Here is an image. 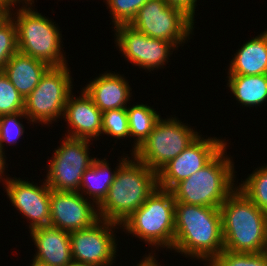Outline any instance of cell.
I'll use <instances>...</instances> for the list:
<instances>
[{
    "instance_id": "836d02e7",
    "label": "cell",
    "mask_w": 267,
    "mask_h": 266,
    "mask_svg": "<svg viewBox=\"0 0 267 266\" xmlns=\"http://www.w3.org/2000/svg\"><path fill=\"white\" fill-rule=\"evenodd\" d=\"M31 1H33V0H0V3L8 5L10 7L15 6V5L17 6V4H19L18 7H20L21 3L26 4V3L31 2Z\"/></svg>"
},
{
    "instance_id": "44dd1931",
    "label": "cell",
    "mask_w": 267,
    "mask_h": 266,
    "mask_svg": "<svg viewBox=\"0 0 267 266\" xmlns=\"http://www.w3.org/2000/svg\"><path fill=\"white\" fill-rule=\"evenodd\" d=\"M128 158V156L121 158L119 164H117L118 166L115 167L116 170L112 171V169L109 168V163H107L108 161H106V158L100 160L96 157L91 166L85 170L78 192L82 195L84 193V197L85 195H88L90 197L89 199L98 206L107 196L109 187L114 181L117 169Z\"/></svg>"
},
{
    "instance_id": "5bb4252c",
    "label": "cell",
    "mask_w": 267,
    "mask_h": 266,
    "mask_svg": "<svg viewBox=\"0 0 267 266\" xmlns=\"http://www.w3.org/2000/svg\"><path fill=\"white\" fill-rule=\"evenodd\" d=\"M87 198L78 191L51 189L49 225L69 233L92 226L99 220L98 206Z\"/></svg>"
},
{
    "instance_id": "ffe728a7",
    "label": "cell",
    "mask_w": 267,
    "mask_h": 266,
    "mask_svg": "<svg viewBox=\"0 0 267 266\" xmlns=\"http://www.w3.org/2000/svg\"><path fill=\"white\" fill-rule=\"evenodd\" d=\"M227 75L267 74V29L236 50Z\"/></svg>"
},
{
    "instance_id": "603a6c76",
    "label": "cell",
    "mask_w": 267,
    "mask_h": 266,
    "mask_svg": "<svg viewBox=\"0 0 267 266\" xmlns=\"http://www.w3.org/2000/svg\"><path fill=\"white\" fill-rule=\"evenodd\" d=\"M129 122L130 139H134L132 154L148 138L157 120L161 117L154 108L146 104H136L126 108Z\"/></svg>"
},
{
    "instance_id": "7c38bea8",
    "label": "cell",
    "mask_w": 267,
    "mask_h": 266,
    "mask_svg": "<svg viewBox=\"0 0 267 266\" xmlns=\"http://www.w3.org/2000/svg\"><path fill=\"white\" fill-rule=\"evenodd\" d=\"M113 28L115 44L122 56L124 55L125 60L133 66L135 64L145 71L161 69L162 65V68H165L164 65L173 54L171 52L177 50L171 42L149 37L130 25H118Z\"/></svg>"
},
{
    "instance_id": "8fae6325",
    "label": "cell",
    "mask_w": 267,
    "mask_h": 266,
    "mask_svg": "<svg viewBox=\"0 0 267 266\" xmlns=\"http://www.w3.org/2000/svg\"><path fill=\"white\" fill-rule=\"evenodd\" d=\"M120 225L99 219L86 229L70 232L73 261L88 266L113 265L118 250L114 229H118Z\"/></svg>"
},
{
    "instance_id": "f1b7e54d",
    "label": "cell",
    "mask_w": 267,
    "mask_h": 266,
    "mask_svg": "<svg viewBox=\"0 0 267 266\" xmlns=\"http://www.w3.org/2000/svg\"><path fill=\"white\" fill-rule=\"evenodd\" d=\"M18 51L17 28L12 17L8 15L0 23V70L7 61Z\"/></svg>"
},
{
    "instance_id": "d6a6232c",
    "label": "cell",
    "mask_w": 267,
    "mask_h": 266,
    "mask_svg": "<svg viewBox=\"0 0 267 266\" xmlns=\"http://www.w3.org/2000/svg\"><path fill=\"white\" fill-rule=\"evenodd\" d=\"M6 160L7 159H6L5 151H3L2 148L0 147V181L2 180L3 181V184L8 179V176L6 178L4 177L5 170H7L6 169V166H7L6 165Z\"/></svg>"
},
{
    "instance_id": "6da1fadb",
    "label": "cell",
    "mask_w": 267,
    "mask_h": 266,
    "mask_svg": "<svg viewBox=\"0 0 267 266\" xmlns=\"http://www.w3.org/2000/svg\"><path fill=\"white\" fill-rule=\"evenodd\" d=\"M172 250L207 262L224 250L220 208L175 203Z\"/></svg>"
},
{
    "instance_id": "7402d4cb",
    "label": "cell",
    "mask_w": 267,
    "mask_h": 266,
    "mask_svg": "<svg viewBox=\"0 0 267 266\" xmlns=\"http://www.w3.org/2000/svg\"><path fill=\"white\" fill-rule=\"evenodd\" d=\"M227 87L242 107H257L267 102V74L228 75Z\"/></svg>"
},
{
    "instance_id": "d6986e66",
    "label": "cell",
    "mask_w": 267,
    "mask_h": 266,
    "mask_svg": "<svg viewBox=\"0 0 267 266\" xmlns=\"http://www.w3.org/2000/svg\"><path fill=\"white\" fill-rule=\"evenodd\" d=\"M50 66L38 59L17 51L2 71L23 99L35 89Z\"/></svg>"
},
{
    "instance_id": "8992f818",
    "label": "cell",
    "mask_w": 267,
    "mask_h": 266,
    "mask_svg": "<svg viewBox=\"0 0 267 266\" xmlns=\"http://www.w3.org/2000/svg\"><path fill=\"white\" fill-rule=\"evenodd\" d=\"M175 203L171 190L157 187L122 224L123 231L152 248L172 250L175 229ZM125 229V230H124Z\"/></svg>"
},
{
    "instance_id": "52a82bcc",
    "label": "cell",
    "mask_w": 267,
    "mask_h": 266,
    "mask_svg": "<svg viewBox=\"0 0 267 266\" xmlns=\"http://www.w3.org/2000/svg\"><path fill=\"white\" fill-rule=\"evenodd\" d=\"M68 65L50 67L24 100V113L33 125H50L62 118L73 82ZM72 86V87H71Z\"/></svg>"
},
{
    "instance_id": "8d00e7d4",
    "label": "cell",
    "mask_w": 267,
    "mask_h": 266,
    "mask_svg": "<svg viewBox=\"0 0 267 266\" xmlns=\"http://www.w3.org/2000/svg\"><path fill=\"white\" fill-rule=\"evenodd\" d=\"M68 266H88V265L73 262L69 264Z\"/></svg>"
},
{
    "instance_id": "d4e9b609",
    "label": "cell",
    "mask_w": 267,
    "mask_h": 266,
    "mask_svg": "<svg viewBox=\"0 0 267 266\" xmlns=\"http://www.w3.org/2000/svg\"><path fill=\"white\" fill-rule=\"evenodd\" d=\"M206 266H267V251L261 253H236L223 250L213 256Z\"/></svg>"
},
{
    "instance_id": "e0dca14e",
    "label": "cell",
    "mask_w": 267,
    "mask_h": 266,
    "mask_svg": "<svg viewBox=\"0 0 267 266\" xmlns=\"http://www.w3.org/2000/svg\"><path fill=\"white\" fill-rule=\"evenodd\" d=\"M37 251L32 261L52 266H68L73 263L70 233L51 225L29 230Z\"/></svg>"
},
{
    "instance_id": "d590c367",
    "label": "cell",
    "mask_w": 267,
    "mask_h": 266,
    "mask_svg": "<svg viewBox=\"0 0 267 266\" xmlns=\"http://www.w3.org/2000/svg\"><path fill=\"white\" fill-rule=\"evenodd\" d=\"M30 266H52V265L45 264V263H42V262L32 261L30 263Z\"/></svg>"
},
{
    "instance_id": "7a4b0ae2",
    "label": "cell",
    "mask_w": 267,
    "mask_h": 266,
    "mask_svg": "<svg viewBox=\"0 0 267 266\" xmlns=\"http://www.w3.org/2000/svg\"><path fill=\"white\" fill-rule=\"evenodd\" d=\"M224 250L236 253L267 251V213L239 189L220 206Z\"/></svg>"
},
{
    "instance_id": "f546056e",
    "label": "cell",
    "mask_w": 267,
    "mask_h": 266,
    "mask_svg": "<svg viewBox=\"0 0 267 266\" xmlns=\"http://www.w3.org/2000/svg\"><path fill=\"white\" fill-rule=\"evenodd\" d=\"M21 118L29 120L24 112L0 116V147L3 151L5 150V144L8 143L10 146V144L18 143L17 140L23 136L25 129L20 122Z\"/></svg>"
},
{
    "instance_id": "30bf717a",
    "label": "cell",
    "mask_w": 267,
    "mask_h": 266,
    "mask_svg": "<svg viewBox=\"0 0 267 266\" xmlns=\"http://www.w3.org/2000/svg\"><path fill=\"white\" fill-rule=\"evenodd\" d=\"M48 160L45 182L56 191H79L82 176L95 157L89 154L91 141L65 136ZM90 156V157H89Z\"/></svg>"
},
{
    "instance_id": "e575fe53",
    "label": "cell",
    "mask_w": 267,
    "mask_h": 266,
    "mask_svg": "<svg viewBox=\"0 0 267 266\" xmlns=\"http://www.w3.org/2000/svg\"><path fill=\"white\" fill-rule=\"evenodd\" d=\"M10 6L0 3V23L9 15Z\"/></svg>"
},
{
    "instance_id": "1f68e13d",
    "label": "cell",
    "mask_w": 267,
    "mask_h": 266,
    "mask_svg": "<svg viewBox=\"0 0 267 266\" xmlns=\"http://www.w3.org/2000/svg\"><path fill=\"white\" fill-rule=\"evenodd\" d=\"M154 254V255H151ZM145 257L143 258L136 266H161L159 265V263L157 262L155 253H149L148 255L142 256Z\"/></svg>"
},
{
    "instance_id": "277c9868",
    "label": "cell",
    "mask_w": 267,
    "mask_h": 266,
    "mask_svg": "<svg viewBox=\"0 0 267 266\" xmlns=\"http://www.w3.org/2000/svg\"><path fill=\"white\" fill-rule=\"evenodd\" d=\"M227 146L203 168L171 189L176 202L220 208L237 188L235 166L232 157L226 155Z\"/></svg>"
},
{
    "instance_id": "4dcf8cb0",
    "label": "cell",
    "mask_w": 267,
    "mask_h": 266,
    "mask_svg": "<svg viewBox=\"0 0 267 266\" xmlns=\"http://www.w3.org/2000/svg\"><path fill=\"white\" fill-rule=\"evenodd\" d=\"M168 5L181 9L187 14L193 21H195V9L197 6V0H166Z\"/></svg>"
},
{
    "instance_id": "4316f807",
    "label": "cell",
    "mask_w": 267,
    "mask_h": 266,
    "mask_svg": "<svg viewBox=\"0 0 267 266\" xmlns=\"http://www.w3.org/2000/svg\"><path fill=\"white\" fill-rule=\"evenodd\" d=\"M24 100L5 73L0 70V116L24 112Z\"/></svg>"
},
{
    "instance_id": "2e32d148",
    "label": "cell",
    "mask_w": 267,
    "mask_h": 266,
    "mask_svg": "<svg viewBox=\"0 0 267 266\" xmlns=\"http://www.w3.org/2000/svg\"><path fill=\"white\" fill-rule=\"evenodd\" d=\"M102 114L83 88L79 97L71 93L63 114L69 126L64 136L97 141L102 131Z\"/></svg>"
},
{
    "instance_id": "ac0fdd59",
    "label": "cell",
    "mask_w": 267,
    "mask_h": 266,
    "mask_svg": "<svg viewBox=\"0 0 267 266\" xmlns=\"http://www.w3.org/2000/svg\"><path fill=\"white\" fill-rule=\"evenodd\" d=\"M105 72L89 81V84L85 85L83 89L102 113L108 110L127 108V103L131 101L132 97V88H130L128 80L121 74Z\"/></svg>"
},
{
    "instance_id": "484cf974",
    "label": "cell",
    "mask_w": 267,
    "mask_h": 266,
    "mask_svg": "<svg viewBox=\"0 0 267 266\" xmlns=\"http://www.w3.org/2000/svg\"><path fill=\"white\" fill-rule=\"evenodd\" d=\"M106 134L115 139L130 138L128 114L126 108L113 109L102 114L101 135Z\"/></svg>"
},
{
    "instance_id": "83f0119b",
    "label": "cell",
    "mask_w": 267,
    "mask_h": 266,
    "mask_svg": "<svg viewBox=\"0 0 267 266\" xmlns=\"http://www.w3.org/2000/svg\"><path fill=\"white\" fill-rule=\"evenodd\" d=\"M112 17V24L129 25L135 18L138 10L148 0H105Z\"/></svg>"
},
{
    "instance_id": "ba28073f",
    "label": "cell",
    "mask_w": 267,
    "mask_h": 266,
    "mask_svg": "<svg viewBox=\"0 0 267 266\" xmlns=\"http://www.w3.org/2000/svg\"><path fill=\"white\" fill-rule=\"evenodd\" d=\"M161 118L157 120L148 138L131 154L155 172L176 158L199 136L197 131L179 118Z\"/></svg>"
},
{
    "instance_id": "9c48e42d",
    "label": "cell",
    "mask_w": 267,
    "mask_h": 266,
    "mask_svg": "<svg viewBox=\"0 0 267 266\" xmlns=\"http://www.w3.org/2000/svg\"><path fill=\"white\" fill-rule=\"evenodd\" d=\"M129 25L149 37L171 42L176 48L190 40L194 29V21L166 0H148Z\"/></svg>"
},
{
    "instance_id": "3957f363",
    "label": "cell",
    "mask_w": 267,
    "mask_h": 266,
    "mask_svg": "<svg viewBox=\"0 0 267 266\" xmlns=\"http://www.w3.org/2000/svg\"><path fill=\"white\" fill-rule=\"evenodd\" d=\"M130 158L117 169L107 196L98 205L99 219L122 224L157 189V172Z\"/></svg>"
},
{
    "instance_id": "5b68a950",
    "label": "cell",
    "mask_w": 267,
    "mask_h": 266,
    "mask_svg": "<svg viewBox=\"0 0 267 266\" xmlns=\"http://www.w3.org/2000/svg\"><path fill=\"white\" fill-rule=\"evenodd\" d=\"M33 4L34 0L22 4L19 9L17 7L15 13L12 12L15 7H10L9 15L17 28L18 51L41 60L50 67L67 65L65 53L62 52L64 51L62 34L58 25L56 26L55 22L35 11Z\"/></svg>"
},
{
    "instance_id": "4fadbf2b",
    "label": "cell",
    "mask_w": 267,
    "mask_h": 266,
    "mask_svg": "<svg viewBox=\"0 0 267 266\" xmlns=\"http://www.w3.org/2000/svg\"><path fill=\"white\" fill-rule=\"evenodd\" d=\"M201 136L157 172L158 187L171 190L208 164L228 144L224 139Z\"/></svg>"
},
{
    "instance_id": "9a60e30c",
    "label": "cell",
    "mask_w": 267,
    "mask_h": 266,
    "mask_svg": "<svg viewBox=\"0 0 267 266\" xmlns=\"http://www.w3.org/2000/svg\"><path fill=\"white\" fill-rule=\"evenodd\" d=\"M3 185L12 206L30 221V230L49 225L51 189L45 180L38 186L34 181L8 177Z\"/></svg>"
},
{
    "instance_id": "cb8c5ba5",
    "label": "cell",
    "mask_w": 267,
    "mask_h": 266,
    "mask_svg": "<svg viewBox=\"0 0 267 266\" xmlns=\"http://www.w3.org/2000/svg\"><path fill=\"white\" fill-rule=\"evenodd\" d=\"M241 182L237 189L267 213V164L256 168Z\"/></svg>"
}]
</instances>
